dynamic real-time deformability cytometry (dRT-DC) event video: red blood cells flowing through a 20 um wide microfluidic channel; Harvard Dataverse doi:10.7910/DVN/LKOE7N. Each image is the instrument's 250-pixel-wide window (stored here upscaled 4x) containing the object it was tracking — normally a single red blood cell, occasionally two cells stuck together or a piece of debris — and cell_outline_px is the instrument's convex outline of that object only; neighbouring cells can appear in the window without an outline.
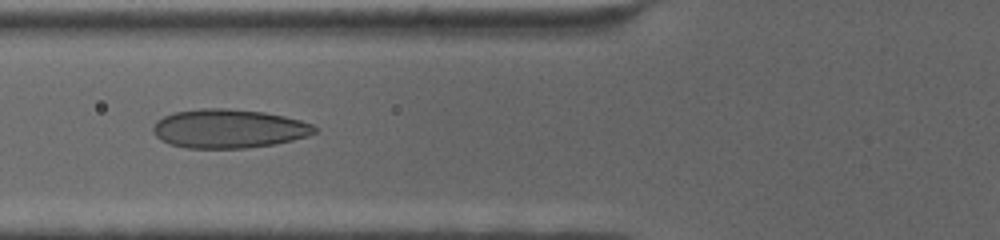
{"species": "human", "species_latin": "Homo sapiens", "temperature_condition": "cold", "stored_images_in_passage": 50, "camera_frame_rate_fps": 3000, "um_per_image_px": 0.085, "donor": {"sex": "female"}, "frame": {"image": 1, "passage_image": 11, "time_ms": 3.333, "image_size_px": [1000, 240], "cell_outline_px": [[320, 128], [316, 132], [308, 136], [276, 144], [244, 148], [188, 148], [172, 144], [156, 136], [152, 128], [156, 120], [164, 116], [176, 112], [200, 108], [228, 108], [264, 112], [284, 116], [300, 120], [312, 124]], "centroid_in_image_um": [19.48, 10.93], "position_along_channel_um": 106.3, "area_um2": 36.59}}
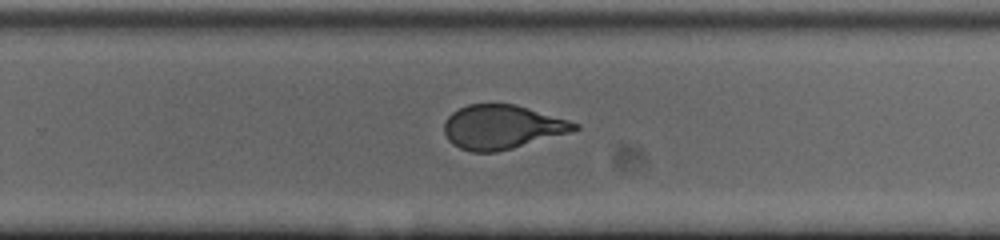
{"frame": {"image": 2, "passage_image": 29, "time_ms": 9.333, "image_size_px": [1000, 240], "cell_outline_px": [[580, 128], [572, 132], [512, 148], [496, 152], [472, 152], [460, 148], [452, 144], [448, 140], [444, 132], [444, 124], [448, 116], [452, 112], [468, 104], [516, 104], [568, 120], [580, 124]], "centroid_in_image_um": [42.67, 10.8], "position_along_channel_um": 287.1, "area_um2": 33.41}}
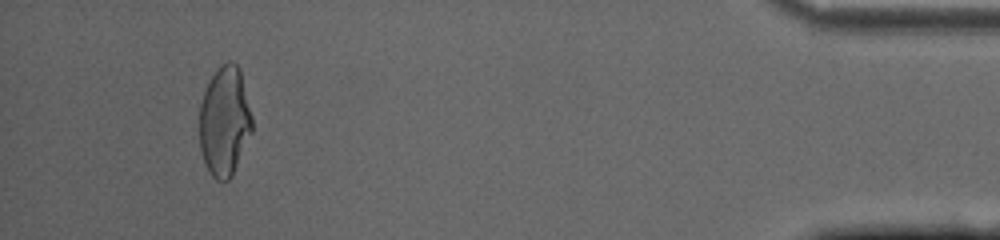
{"frame": {"image": 3, "passage_image": 48, "time_ms": 15.667, "image_size_px": [1000, 240], "cell_outline_px": [[252, 132], [232, 176], [228, 180], [216, 180], [208, 172], [200, 148], [200, 104], [204, 92], [212, 76], [220, 64], [228, 60], [232, 60], [240, 68], [252, 116]], "centroid_in_image_um": [19.1, 10.3], "position_along_channel_um": 416.1, "area_um2": 33.7}}